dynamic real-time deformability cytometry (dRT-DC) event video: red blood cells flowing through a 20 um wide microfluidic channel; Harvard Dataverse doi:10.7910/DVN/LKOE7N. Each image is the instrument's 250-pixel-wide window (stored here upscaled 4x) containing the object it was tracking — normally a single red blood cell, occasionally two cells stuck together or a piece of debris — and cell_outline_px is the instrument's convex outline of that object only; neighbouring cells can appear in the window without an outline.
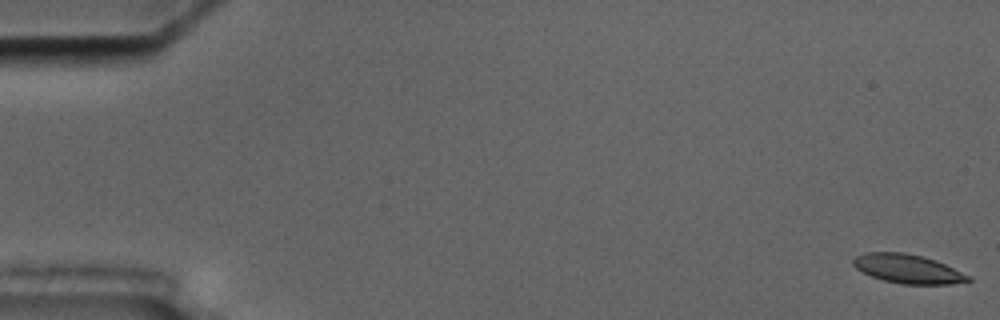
{"species": "common noctule bat (a hibernating species)", "species_latin": "Nyctalus noctula", "temperature_condition": "cold", "stored_images_in_passage": 5, "camera_frame_rate_fps": 3000, "um_per_image_px": 0.085, "animal": {"sex": "male", "body_mass_g": 17.5, "forearm_length_mm": 52.3}, "frame": {"image": 1, "passage_image": 1, "time_ms": 0.0, "image_size_px": [1000, 320], "cell_outline_px": [[972, 280], [952, 284], [900, 284], [884, 280], [872, 276], [856, 268], [852, 264], [852, 260], [856, 256], [864, 252], [904, 252], [936, 260], [972, 276]], "centroid_in_image_um": [77.18, 22.85], "position_along_channel_um": 7.8, "area_um2": 19.42}}
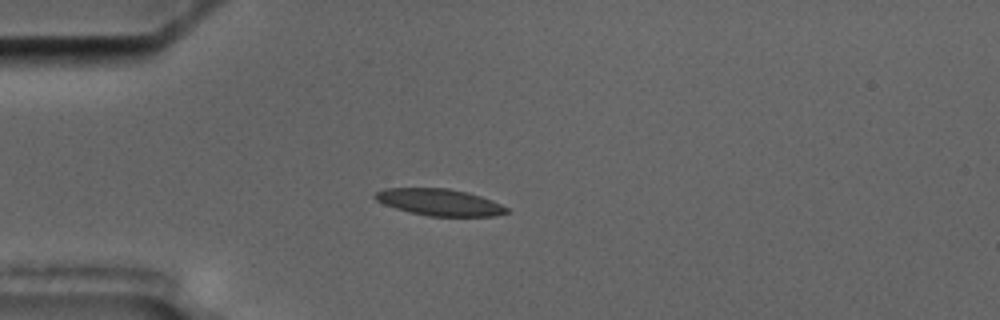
{"frame": {"image": 2, "passage_image": 5, "time_ms": 5.0, "image_size_px": [1000, 320], "cell_outline_px": [[508, 212], [496, 216], [428, 216], [396, 208], [384, 204], [376, 200], [372, 196], [376, 192], [384, 188], [448, 188], [468, 192], [492, 200], [508, 208]], "centroid_in_image_um": [37.35, 17.18], "position_along_channel_um": 47.6, "area_um2": 20.4}}